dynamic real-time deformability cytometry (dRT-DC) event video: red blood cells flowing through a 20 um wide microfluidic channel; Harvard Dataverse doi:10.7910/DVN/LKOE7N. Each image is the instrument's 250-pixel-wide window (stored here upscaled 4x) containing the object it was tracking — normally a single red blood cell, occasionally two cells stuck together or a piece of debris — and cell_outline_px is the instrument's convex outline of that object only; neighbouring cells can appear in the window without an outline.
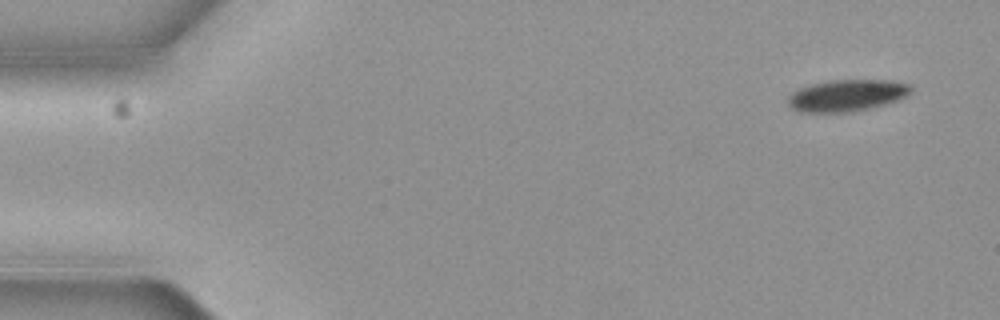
{"species": "common noctule bat (a hibernating species)", "species_latin": "Nyctalus noctula", "temperature_condition": "cold", "stored_images_in_passage": 8, "camera_frame_rate_fps": 3000, "um_per_image_px": 0.085, "animal": {"sex": "female", "body_mass_g": 19.3, "forearm_length_mm": 54.1}, "frame": {"image": 1, "passage_image": 1, "time_ms": 0.0, "image_size_px": [1000, 320], "cell_outline_px": [[912, 92], [908, 96], [900, 100], [868, 108], [848, 112], [800, 112], [792, 108], [788, 104], [788, 96], [792, 92], [800, 88], [812, 84], [828, 80], [892, 80], [912, 84]], "centroid_in_image_um": [72.03, 8.1], "position_along_channel_um": 13.0, "area_um2": 22.89}}
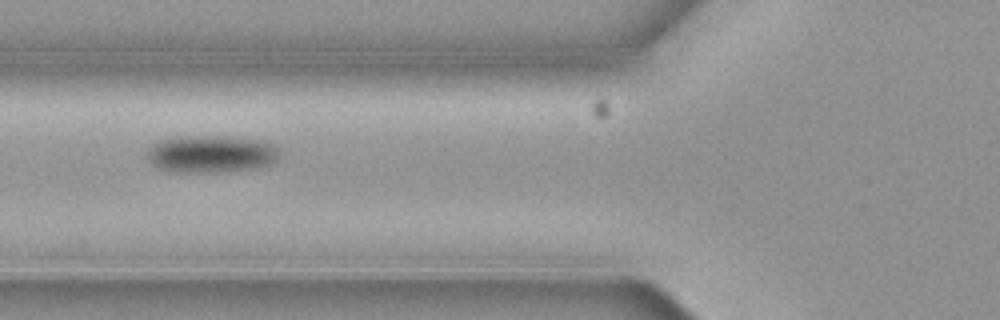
{"frame": {"image": 2, "passage_image": 6, "time_ms": 1.667, "image_size_px": [1000, 320], "cell_outline_px": [[276, 156], [268, 164], [252, 168], [228, 172], [172, 172], [156, 168], [148, 160], [148, 148], [152, 144], [160, 140], [188, 136], [216, 136], [264, 140], [272, 144], [276, 148]], "centroid_in_image_um": [17.86, 13.09], "position_along_channel_um": 107.9, "area_um2": 28.5}}
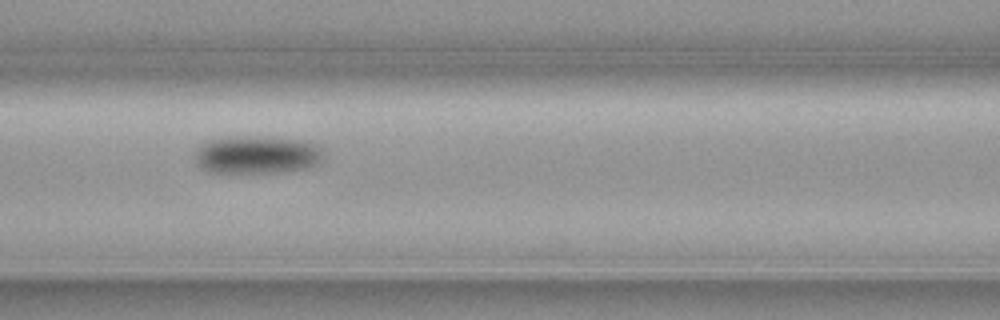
{"frame": {"image": 3, "passage_image": 7, "time_ms": 2.0, "image_size_px": [1000, 320], "cell_outline_px": [[324, 156], [316, 164], [304, 168], [280, 172], [208, 172], [200, 168], [196, 164], [192, 156], [200, 144], [208, 140], [228, 136], [264, 136], [308, 140], [320, 148]], "centroid_in_image_um": [21.77, 13.13], "position_along_channel_um": 144.8, "area_um2": 28.9}}